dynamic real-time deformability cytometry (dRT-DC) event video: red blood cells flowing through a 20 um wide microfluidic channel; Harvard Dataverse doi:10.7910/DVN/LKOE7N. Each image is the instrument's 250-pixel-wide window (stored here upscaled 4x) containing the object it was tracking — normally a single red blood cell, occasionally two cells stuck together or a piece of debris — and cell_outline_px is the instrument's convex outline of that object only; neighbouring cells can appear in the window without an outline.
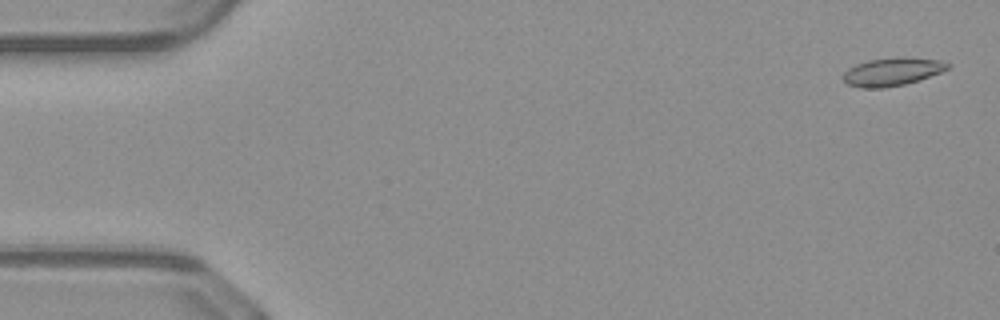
{"species": "common noctule bat (a hibernating species)", "species_latin": "Nyctalus noctula", "temperature_condition": "warm", "stored_images_in_passage": 51, "camera_frame_rate_fps": 3000, "um_per_image_px": 0.085, "animal": {"sex": "male", "body_mass_g": 23.1, "forearm_length_mm": 52.7}, "frame": {"image": 1, "passage_image": 2, "time_ms": 0.333, "image_size_px": [1000, 320], "cell_outline_px": [[952, 64], [948, 68], [940, 72], [920, 80], [904, 84], [884, 88], [860, 88], [848, 84], [840, 76], [848, 68], [856, 64], [868, 60], [896, 56], [904, 56], [940, 60]], "centroid_in_image_um": [75.82, 6.08], "position_along_channel_um": 9.2, "area_um2": 17.4}}
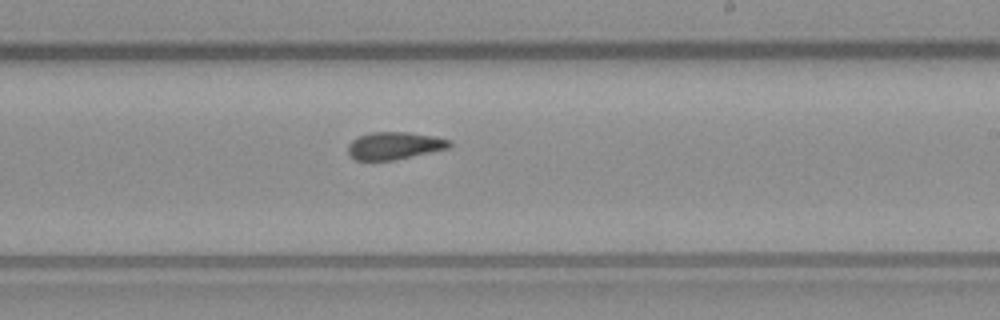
{"frame": {"image": 2, "passage_image": 30, "time_ms": 9.667, "image_size_px": [1000, 320], "cell_outline_px": [[452, 144], [448, 148], [396, 160], [356, 160], [348, 152], [348, 144], [352, 140], [368, 132], [408, 132], [436, 136], [452, 140]], "centroid_in_image_um": [33.55, 12.37], "position_along_channel_um": 255.4, "area_um2": 16.3}}
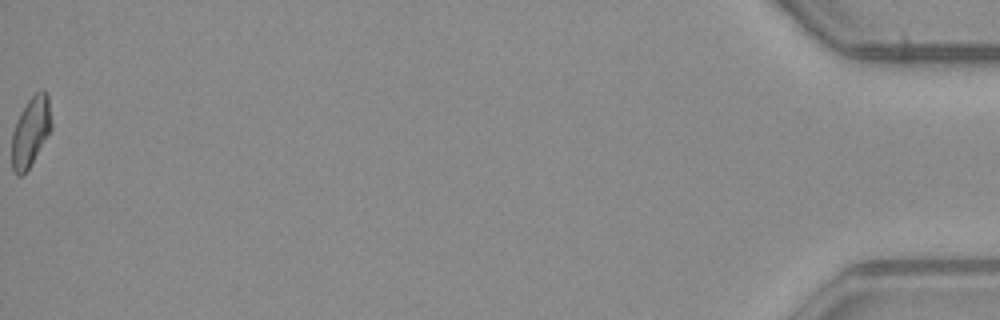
{"frame": {"image": 3, "passage_image": 51, "time_ms": 16.667, "image_size_px": [1000, 320], "cell_outline_px": [[52, 128], [28, 168], [20, 176], [16, 176], [12, 168], [12, 132], [16, 120], [20, 112], [28, 100], [36, 92], [44, 88], [48, 92], [52, 124]], "centroid_in_image_um": [2.61, 11.13], "position_along_channel_um": 432.6, "area_um2": 16.07}, "authors_computed_cell_mechanics": {"area_um2": 16.6464, "velocity_mm_per_s": 4.1139, "shape_relaxation_time_tau1_ms": null, "shape_relaxation_time_tau2_ms": 2.7011, "deformation_change_tau1": null, "deformation_change_tau2": 0.0937}}